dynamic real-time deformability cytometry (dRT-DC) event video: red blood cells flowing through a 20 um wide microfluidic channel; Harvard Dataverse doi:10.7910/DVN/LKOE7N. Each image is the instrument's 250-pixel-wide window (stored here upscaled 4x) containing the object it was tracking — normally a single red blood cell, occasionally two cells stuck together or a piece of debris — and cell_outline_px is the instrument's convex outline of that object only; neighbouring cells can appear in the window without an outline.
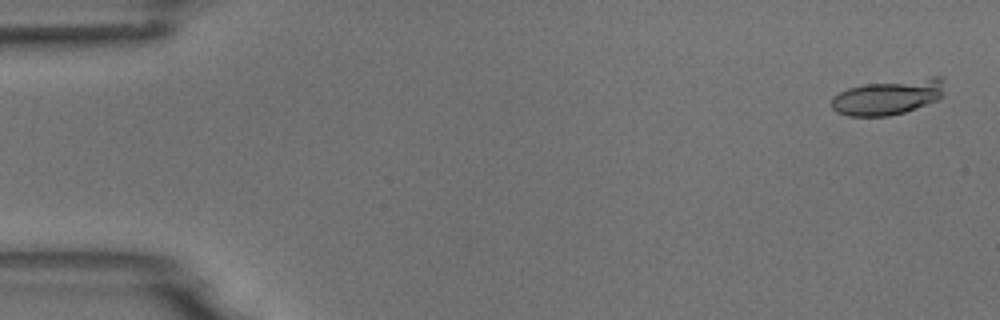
{"species": "common noctule bat (a hibernating species)", "species_latin": "Nyctalus noctula", "temperature_condition": "room temperature", "stored_images_in_passage": 5, "camera_frame_rate_fps": 3000, "um_per_image_px": 0.085, "animal": {"sex": "male", "body_mass_g": 18.8}, "frame": {"image": 1, "passage_image": 1, "time_ms": 0.0, "image_size_px": [1000, 320], "cell_outline_px": [[944, 96], [936, 100], [904, 112], [888, 116], [848, 116], [836, 112], [832, 108], [832, 96], [848, 88], [864, 84], [932, 76], [940, 76], [944, 80]], "centroid_in_image_um": [75.5, 8.23], "position_along_channel_um": 9.5, "area_um2": 23.41}}